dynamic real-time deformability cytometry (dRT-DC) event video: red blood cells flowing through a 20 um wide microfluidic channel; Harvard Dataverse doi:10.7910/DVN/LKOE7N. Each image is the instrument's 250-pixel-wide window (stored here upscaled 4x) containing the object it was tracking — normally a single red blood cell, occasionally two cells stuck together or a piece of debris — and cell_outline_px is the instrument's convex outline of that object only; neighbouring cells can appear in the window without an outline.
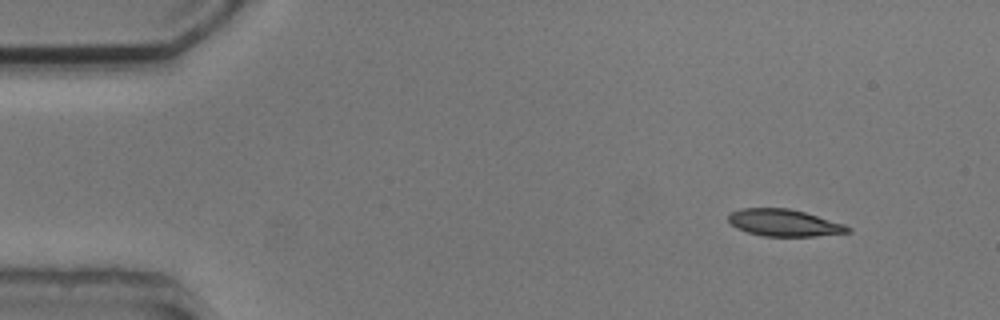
{"species": "common noctule bat (a hibernating species)", "species_latin": "Nyctalus noctula", "temperature_condition": "cold", "stored_images_in_passage": 7, "camera_frame_rate_fps": 3000, "um_per_image_px": 0.085, "animal": {"sex": "male", "body_mass_g": 20.5, "forearm_length_mm": 52.5}, "frame": {"image": 1, "passage_image": 1, "time_ms": 0.0, "image_size_px": [1000, 320], "cell_outline_px": [[852, 232], [816, 236], [764, 236], [748, 232], [736, 228], [728, 220], [728, 216], [732, 212], [740, 208], [788, 208], [804, 212], [844, 224], [852, 228]], "centroid_in_image_um": [66.66, 18.94], "position_along_channel_um": 18.3, "area_um2": 18.67}}
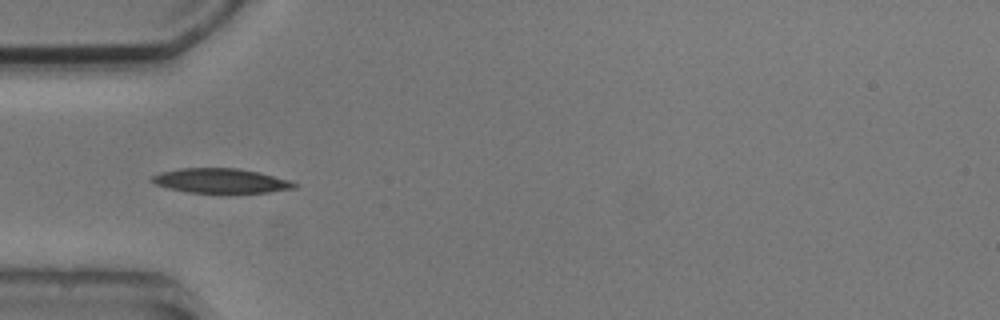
{"frame": {"image": 2, "passage_image": 4, "time_ms": 3.667, "image_size_px": [1000, 320], "cell_outline_px": [[296, 188], [268, 192], [228, 196], [188, 192], [168, 188], [156, 184], [148, 180], [152, 176], [160, 172], [180, 168], [236, 168], [260, 172], [288, 180], [296, 184]], "centroid_in_image_um": [18.76, 15.41], "position_along_channel_um": 66.2, "area_um2": 21.33}}
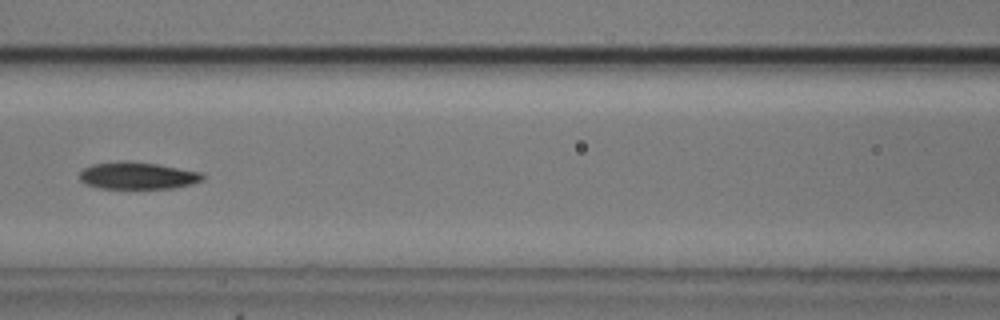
{"frame": {"image": 3, "passage_image": 6, "time_ms": 6.0, "image_size_px": [1000, 320], "cell_outline_px": [[204, 180], [192, 184], [172, 188], [100, 188], [84, 184], [80, 180], [80, 172], [84, 168], [92, 164], [120, 160], [128, 160], [156, 164], [200, 172], [204, 176]], "centroid_in_image_um": [11.66, 14.92], "position_along_channel_um": 154.9, "area_um2": 19.48}}